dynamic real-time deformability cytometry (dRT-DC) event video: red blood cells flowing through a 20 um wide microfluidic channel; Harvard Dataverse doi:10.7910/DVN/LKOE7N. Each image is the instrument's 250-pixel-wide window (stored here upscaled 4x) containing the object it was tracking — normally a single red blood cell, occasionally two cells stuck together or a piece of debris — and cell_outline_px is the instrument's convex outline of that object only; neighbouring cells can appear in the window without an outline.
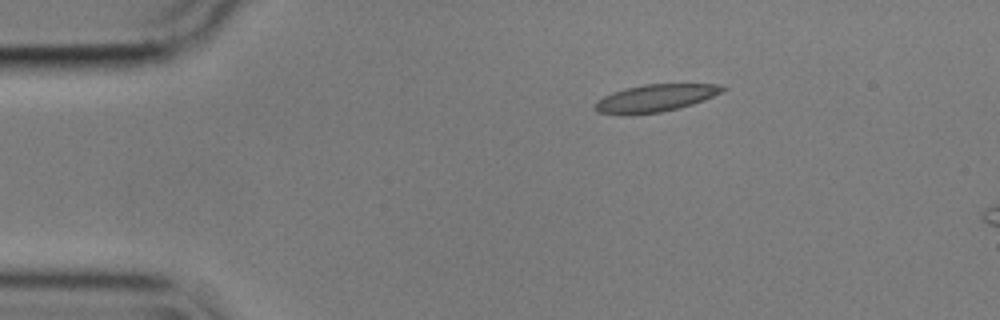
{"species": "common noctule bat (a hibernating species)", "species_latin": "Nyctalus noctula", "temperature_condition": "cold", "stored_images_in_passage": 48, "segment_of_instrument_passage": [1, 2], "camera_frame_rate_fps": 3000, "um_per_image_px": 0.085, "animal": {"sex": "male", "body_mass_g": 17.9}, "frame": {"image": 1, "passage_image": 1, "time_ms": 0.0, "image_size_px": [1000, 320], "cell_outline_px": [[728, 88], [704, 100], [680, 108], [660, 112], [620, 116], [600, 112], [592, 108], [592, 104], [596, 100], [612, 92], [624, 88], [644, 84], [720, 84]], "centroid_in_image_um": [55.63, 8.35], "position_along_channel_um": 29.4, "area_um2": 20.63}}
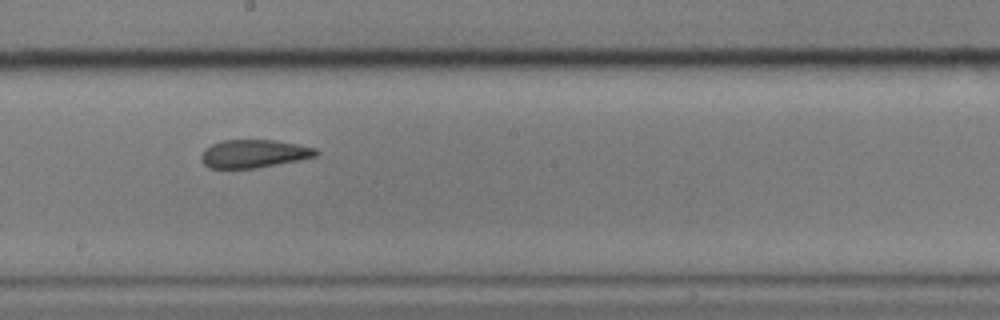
{"frame": {"image": 2, "passage_image": 22, "time_ms": 7.0, "image_size_px": [1000, 320], "cell_outline_px": [[320, 152], [316, 156], [300, 160], [256, 168], [208, 168], [200, 160], [200, 156], [204, 148], [220, 140], [276, 140], [316, 148]], "centroid_in_image_um": [21.56, 13.06], "position_along_channel_um": 226.6, "area_um2": 18.96}}
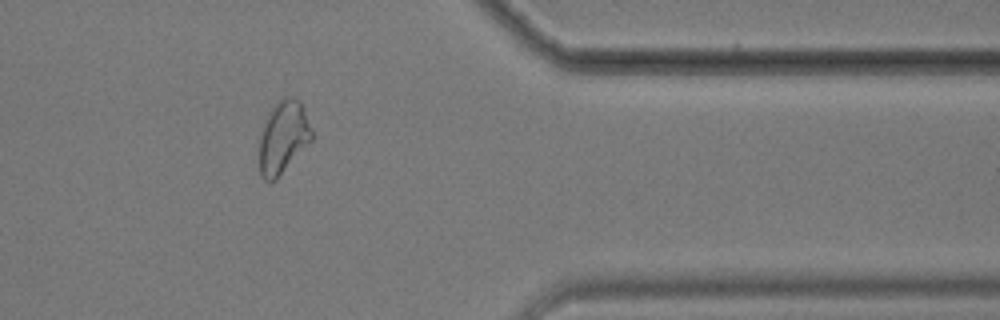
{"frame": {"image": 3, "passage_image": 37, "time_ms": 12.0, "image_size_px": [1000, 320], "cell_outline_px": [[312, 140], [276, 180], [272, 184], [268, 184], [260, 176], [260, 136], [264, 120], [268, 112], [284, 96], [292, 96], [300, 100], [304, 108], [312, 128]], "centroid_in_image_um": [24.07, 11.68], "position_along_channel_um": 387.3, "area_um2": 22.48}}